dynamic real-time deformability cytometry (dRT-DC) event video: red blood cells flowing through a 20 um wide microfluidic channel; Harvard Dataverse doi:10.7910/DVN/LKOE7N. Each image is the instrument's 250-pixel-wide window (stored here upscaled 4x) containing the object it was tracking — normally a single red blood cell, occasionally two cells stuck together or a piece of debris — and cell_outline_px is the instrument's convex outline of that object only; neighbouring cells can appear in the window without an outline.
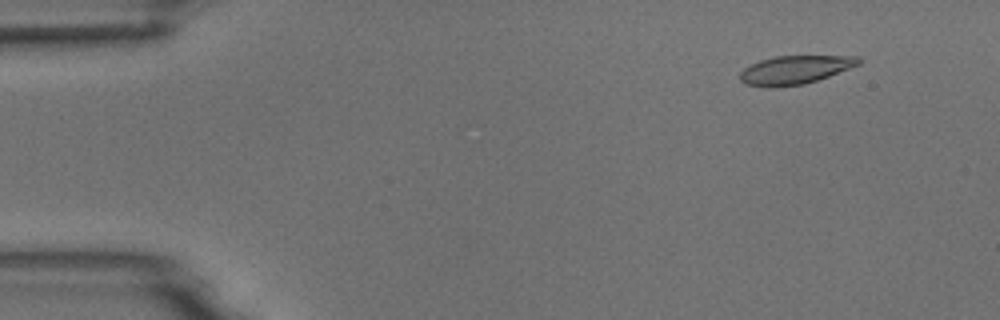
{"species": "common noctule bat (a hibernating species)", "species_latin": "Nyctalus noctula", "temperature_condition": "room temperature", "stored_images_in_passage": 5, "camera_frame_rate_fps": 3000, "um_per_image_px": 0.085, "animal": {"sex": "male", "body_mass_g": 18.8}, "frame": {"image": 1, "passage_image": 2, "time_ms": 1.333, "image_size_px": [1000, 320], "cell_outline_px": [[860, 64], [828, 76], [804, 84], [772, 88], [768, 88], [744, 84], [740, 80], [740, 72], [744, 68], [760, 60], [776, 56], [860, 56]], "centroid_in_image_um": [67.53, 5.95], "position_along_channel_um": 17.5, "area_um2": 19.65}}
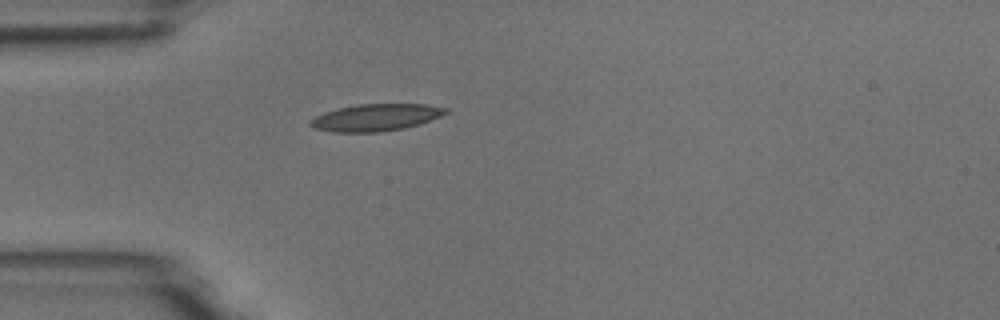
{"frame": {"image": 2, "passage_image": 5, "time_ms": 4.667, "image_size_px": [1000, 320], "cell_outline_px": [[448, 112], [440, 116], [420, 124], [404, 128], [380, 132], [332, 132], [312, 128], [308, 124], [308, 120], [324, 112], [356, 104], [424, 104], [448, 108]], "centroid_in_image_um": [31.91, 9.99], "position_along_channel_um": 53.1, "area_um2": 21.39}}